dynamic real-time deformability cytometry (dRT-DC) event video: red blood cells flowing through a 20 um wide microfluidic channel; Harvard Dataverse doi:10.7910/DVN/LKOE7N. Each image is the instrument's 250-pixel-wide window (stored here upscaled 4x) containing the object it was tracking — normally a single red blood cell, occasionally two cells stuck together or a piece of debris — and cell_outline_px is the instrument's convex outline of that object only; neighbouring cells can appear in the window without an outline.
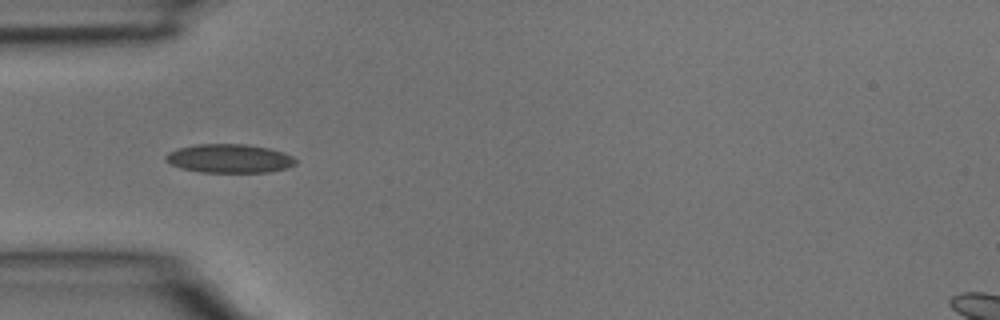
{"species": "common noctule bat (a hibernating species)", "species_latin": "Nyctalus noctula", "temperature_condition": "room temperature", "stored_images_in_passage": 3, "camera_frame_rate_fps": 3000, "um_per_image_px": 0.085, "animal": {"sex": "male", "body_mass_g": 15.6}, "frame": {"image": 1, "passage_image": 3, "time_ms": 0.667, "image_size_px": [1000, 320], "cell_outline_px": [[296, 164], [288, 168], [268, 172], [200, 172], [180, 168], [168, 164], [164, 160], [164, 156], [168, 152], [180, 148], [196, 144], [244, 144], [268, 148], [292, 156], [296, 160]], "centroid_in_image_um": [19.45, 13.48], "position_along_channel_um": 65.6, "area_um2": 21.79}}